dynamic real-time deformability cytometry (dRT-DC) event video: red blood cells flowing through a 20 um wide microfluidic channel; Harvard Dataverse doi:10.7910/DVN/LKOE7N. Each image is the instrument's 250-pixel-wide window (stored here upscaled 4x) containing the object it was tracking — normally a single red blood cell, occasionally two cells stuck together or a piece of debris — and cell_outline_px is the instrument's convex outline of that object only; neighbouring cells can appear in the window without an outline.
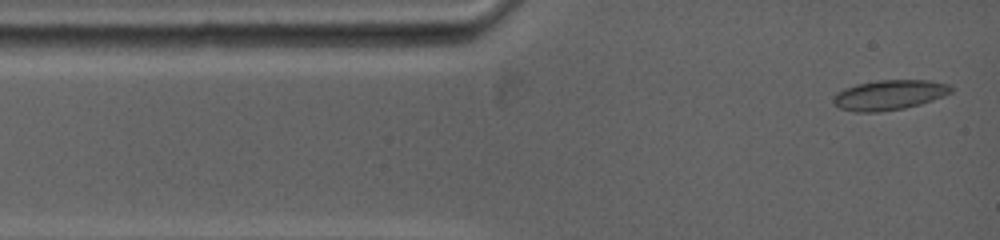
{"species": "common noctule bat (a hibernating species)", "species_latin": "Nyctalus noctula", "temperature_condition": "warm", "stored_images_in_passage": 40, "camera_frame_rate_fps": 5000, "um_per_image_px": 0.085, "animal": {"sex": "female", "body_mass_g": 19.0, "forearm_length_mm": 53.3}, "frame": {"image": 1, "passage_image": 1, "time_ms": 0.0, "image_size_px": [1000, 240], "cell_outline_px": [[952, 92], [944, 96], [920, 104], [904, 108], [880, 112], [856, 112], [840, 108], [832, 100], [832, 96], [836, 92], [844, 88], [856, 84], [876, 80], [928, 80], [948, 84], [952, 88]], "centroid_in_image_um": [75.56, 8.07], "position_along_channel_um": 9.4, "area_um2": 20.63}}
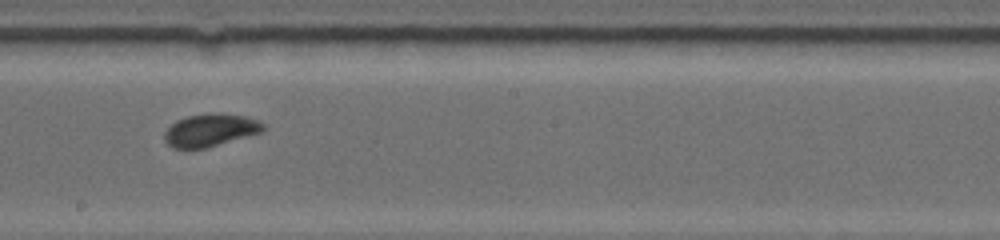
{"frame": {"image": 2, "passage_image": 18, "time_ms": 6.8, "image_size_px": [1000, 240], "cell_outline_px": [[264, 132], [208, 148], [172, 148], [164, 140], [164, 132], [176, 120], [188, 116], [216, 112], [220, 112], [248, 116], [260, 120], [264, 124]], "centroid_in_image_um": [17.94, 11.05], "position_along_channel_um": 230.3, "area_um2": 19.19}}
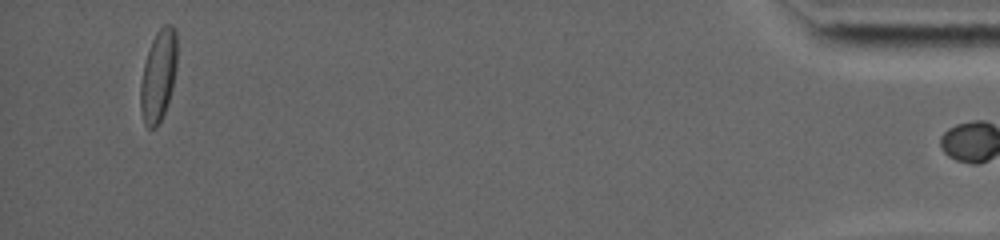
{"frame": {"image": 3, "passage_image": 39, "time_ms": 14.8, "image_size_px": [1000, 240], "cell_outline_px": [[176, 68], [172, 88], [168, 104], [156, 128], [148, 128], [144, 124], [140, 108], [140, 84], [144, 64], [152, 40], [156, 32], [164, 24], [172, 24], [176, 28]], "centroid_in_image_um": [13.46, 6.43], "position_along_channel_um": 421.7, "area_um2": 19.54}}